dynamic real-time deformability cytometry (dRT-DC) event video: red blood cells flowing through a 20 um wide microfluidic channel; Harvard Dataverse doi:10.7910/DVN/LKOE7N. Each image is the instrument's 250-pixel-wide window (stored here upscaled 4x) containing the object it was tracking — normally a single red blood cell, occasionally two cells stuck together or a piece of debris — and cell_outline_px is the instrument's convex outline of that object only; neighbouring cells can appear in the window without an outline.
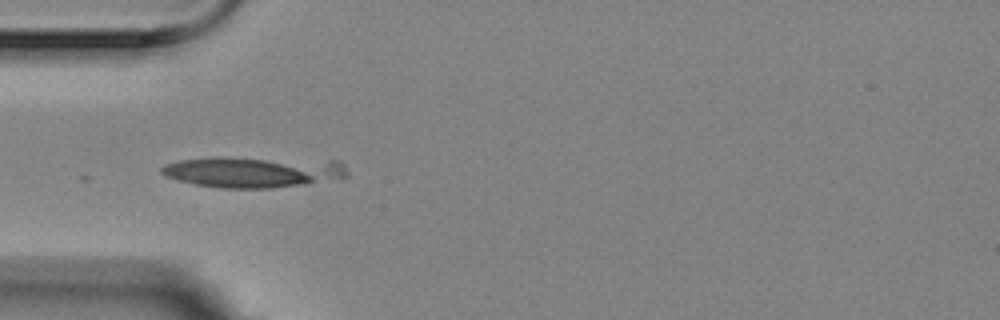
{"species": "Egyptian fruit bat (a non-hibernating species)", "species_latin": "Rousettus aegyptiacus", "temperature_condition": "room temperature", "stored_images_in_passage": 7, "camera_frame_rate_fps": 3000, "um_per_image_px": 0.085, "animal": {"sex": "female"}, "frame": {"image": 1, "passage_image": 5, "time_ms": 1.333, "image_size_px": [1000, 320], "cell_outline_px": [[348, 176], [272, 188], [220, 188], [196, 184], [164, 176], [160, 172], [160, 168], [164, 164], [180, 160], [216, 156], [224, 156], [340, 160], [344, 164], [348, 172]], "centroid_in_image_um": [21.49, 14.57], "position_along_channel_um": 63.5, "area_um2": 33.87}}